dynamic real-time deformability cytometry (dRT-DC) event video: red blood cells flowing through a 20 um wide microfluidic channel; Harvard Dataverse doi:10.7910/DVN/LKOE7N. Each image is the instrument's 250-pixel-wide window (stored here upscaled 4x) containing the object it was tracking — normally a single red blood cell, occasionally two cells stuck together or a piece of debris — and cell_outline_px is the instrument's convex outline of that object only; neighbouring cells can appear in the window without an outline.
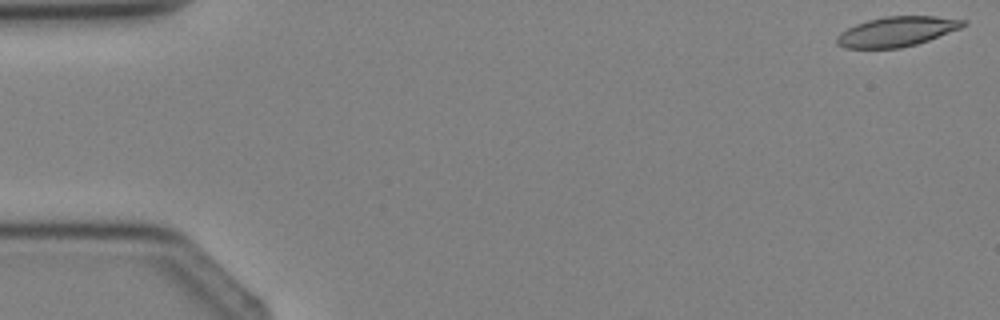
{"species": "Egyptian fruit bat (a non-hibernating species)", "species_latin": "Rousettus aegyptiacus", "temperature_condition": "cold", "stored_images_in_passage": 3, "camera_frame_rate_fps": 3000, "um_per_image_px": 0.085, "animal": {"sex": "female"}, "frame": {"image": 1, "passage_image": 1, "time_ms": 0.0, "image_size_px": [1000, 320], "cell_outline_px": [[968, 24], [960, 28], [928, 40], [916, 44], [900, 48], [844, 48], [836, 44], [836, 36], [840, 32], [856, 24], [868, 20], [884, 16], [936, 16], [968, 20]], "centroid_in_image_um": [76.22, 2.67], "position_along_channel_um": 8.8, "area_um2": 22.02}}